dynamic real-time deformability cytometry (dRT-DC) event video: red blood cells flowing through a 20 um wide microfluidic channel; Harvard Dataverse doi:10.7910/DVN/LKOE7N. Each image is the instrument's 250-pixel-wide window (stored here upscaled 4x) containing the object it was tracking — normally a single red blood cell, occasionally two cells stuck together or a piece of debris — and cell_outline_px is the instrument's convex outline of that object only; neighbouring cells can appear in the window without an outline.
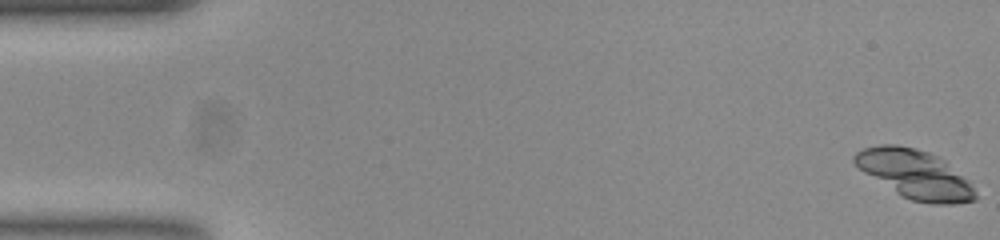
{"species": "common noctule bat (a hibernating species)", "species_latin": "Nyctalus noctula", "temperature_condition": "room temperature", "stored_images_in_passage": 56, "segment_of_instrument_passage": [1, 2], "camera_frame_rate_fps": 3000, "um_per_image_px": 0.085, "animal": {"sex": "female", "body_mass_g": 23.0, "forearm_length_mm": 53.4}, "frame": {"image": 1, "passage_image": 1, "time_ms": 0.0, "image_size_px": [1000, 240], "cell_outline_px": [[976, 200], [952, 204], [932, 204], [912, 200], [900, 196], [864, 172], [852, 160], [852, 156], [856, 152], [864, 148], [880, 144], [896, 144], [916, 148], [928, 152], [944, 160], [968, 180], [976, 196]], "centroid_in_image_um": [77.75, 14.81], "position_along_channel_um": 7.3, "area_um2": 33.99}}